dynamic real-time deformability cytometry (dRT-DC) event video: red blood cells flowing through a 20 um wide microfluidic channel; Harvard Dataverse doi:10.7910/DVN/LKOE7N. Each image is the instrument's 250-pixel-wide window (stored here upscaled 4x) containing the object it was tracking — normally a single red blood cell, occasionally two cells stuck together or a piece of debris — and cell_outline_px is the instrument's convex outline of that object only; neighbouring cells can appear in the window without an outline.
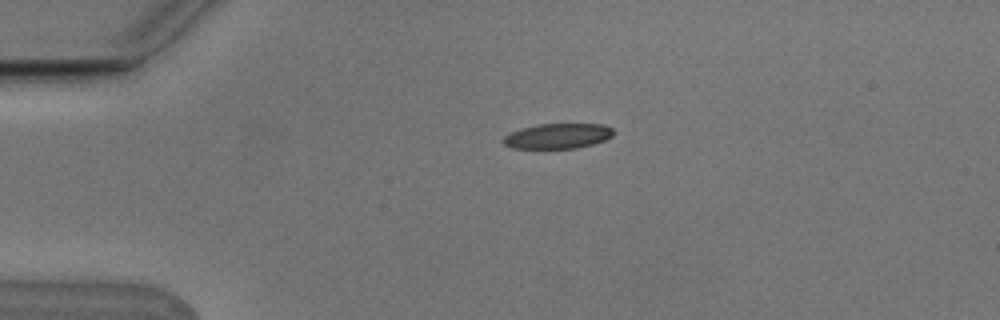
{"species": "Egyptian fruit bat (a non-hibernating species)", "species_latin": "Rousettus aegyptiacus", "temperature_condition": "cold", "stored_images_in_passage": 4, "camera_frame_rate_fps": 3000, "um_per_image_px": 0.085, "animal": {"sex": "male"}, "frame": {"image": 1, "passage_image": 2, "time_ms": 0.333, "image_size_px": [1000, 320], "cell_outline_px": [[616, 132], [612, 136], [604, 140], [592, 144], [576, 148], [512, 148], [504, 144], [500, 140], [508, 132], [520, 128], [536, 124], [604, 124], [612, 128]], "centroid_in_image_um": [47.37, 11.55], "position_along_channel_um": 37.6, "area_um2": 16.36}}
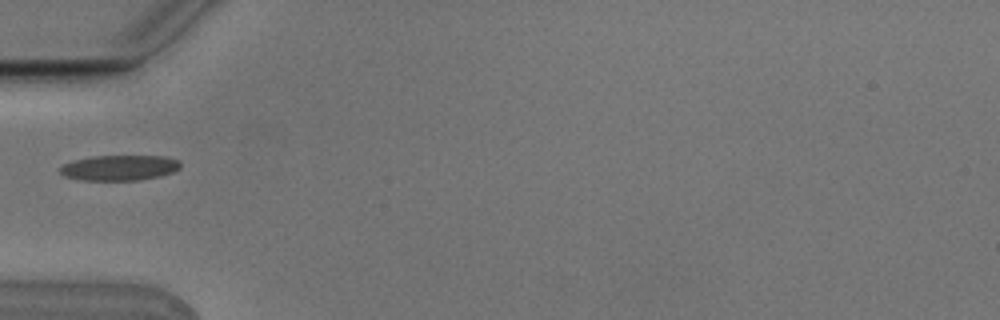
{"frame": {"image": 2, "passage_image": 4, "time_ms": 1.0, "image_size_px": [1000, 320], "cell_outline_px": [[180, 168], [172, 172], [160, 176], [140, 180], [84, 180], [64, 176], [60, 172], [60, 168], [64, 164], [72, 160], [92, 156], [164, 156], [180, 160]], "centroid_in_image_um": [10.16, 14.25], "position_along_channel_um": 74.8, "area_um2": 17.8}}